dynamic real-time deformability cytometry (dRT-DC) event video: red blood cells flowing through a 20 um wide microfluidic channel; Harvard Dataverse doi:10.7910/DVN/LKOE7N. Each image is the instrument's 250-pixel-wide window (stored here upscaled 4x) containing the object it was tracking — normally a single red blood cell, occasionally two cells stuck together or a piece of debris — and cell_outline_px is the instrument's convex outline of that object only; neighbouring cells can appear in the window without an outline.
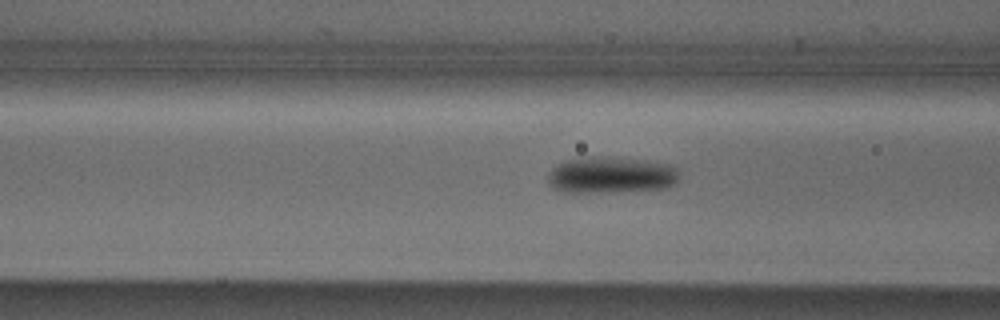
{"species": "Egyptian fruit bat (a non-hibernating species)", "species_latin": "Rousettus aegyptiacus", "temperature_condition": "cold", "stored_images_in_passage": 13, "camera_frame_rate_fps": 3000, "um_per_image_px": 0.085, "animal": {"sex": "male"}, "frame": {"image": 1, "passage_image": 10, "time_ms": 3.0, "image_size_px": [1000, 320], "cell_outline_px": [[676, 180], [672, 184], [664, 188], [588, 192], [564, 192], [552, 188], [548, 184], [548, 176], [552, 168], [556, 164], [568, 160], [592, 156], [604, 156], [644, 160], [676, 164]], "centroid_in_image_um": [51.89, 14.85], "position_along_channel_um": 114.7, "area_um2": 27.63}}